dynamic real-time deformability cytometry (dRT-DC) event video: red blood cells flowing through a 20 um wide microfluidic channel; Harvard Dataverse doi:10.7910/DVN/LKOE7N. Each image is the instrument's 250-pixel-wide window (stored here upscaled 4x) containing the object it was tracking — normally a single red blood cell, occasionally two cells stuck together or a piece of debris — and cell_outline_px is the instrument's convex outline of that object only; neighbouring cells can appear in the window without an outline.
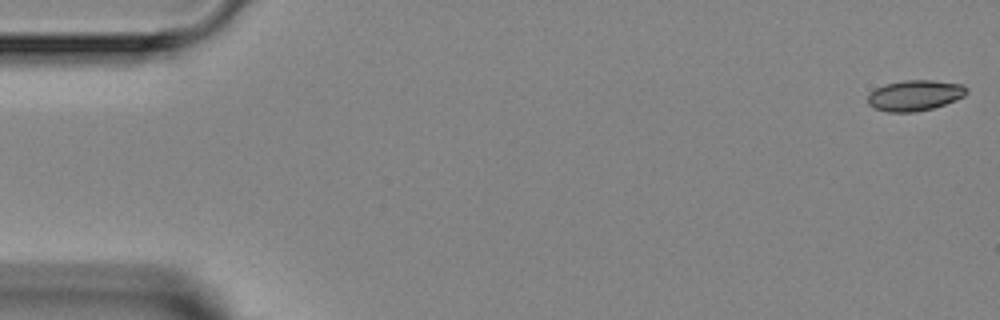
{"species": "Egyptian fruit bat (a non-hibernating species)", "species_latin": "Rousettus aegyptiacus", "temperature_condition": "room temperature", "stored_images_in_passage": 8, "camera_frame_rate_fps": 3000, "um_per_image_px": 0.085, "animal": {"sex": "female"}, "frame": {"image": 1, "passage_image": 1, "time_ms": 0.0, "image_size_px": [1000, 320], "cell_outline_px": [[968, 92], [964, 96], [956, 100], [932, 108], [916, 112], [888, 112], [872, 108], [868, 104], [868, 92], [884, 84], [904, 80], [932, 80], [964, 84], [968, 88]], "centroid_in_image_um": [77.75, 8.1], "position_along_channel_um": 7.2, "area_um2": 17.92}}
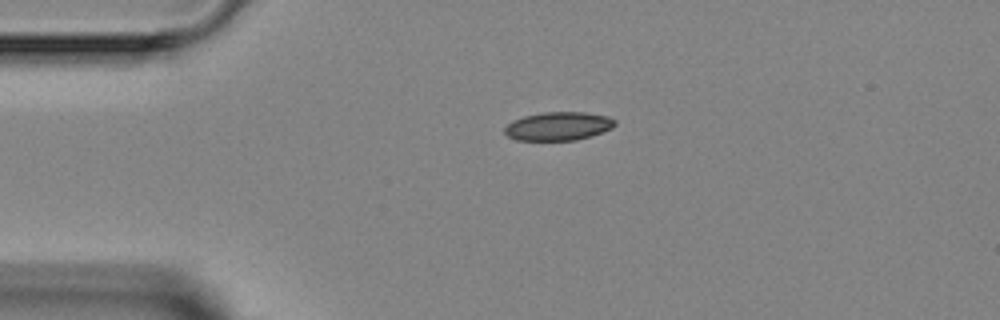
{"frame": {"image": 2, "passage_image": 4, "time_ms": 3.333, "image_size_px": [1000, 320], "cell_outline_px": [[616, 124], [612, 128], [576, 140], [516, 140], [508, 136], [504, 132], [504, 128], [512, 120], [524, 116], [544, 112], [584, 112], [608, 116], [616, 120]], "centroid_in_image_um": [47.44, 10.72], "position_along_channel_um": 37.6, "area_um2": 18.21}}